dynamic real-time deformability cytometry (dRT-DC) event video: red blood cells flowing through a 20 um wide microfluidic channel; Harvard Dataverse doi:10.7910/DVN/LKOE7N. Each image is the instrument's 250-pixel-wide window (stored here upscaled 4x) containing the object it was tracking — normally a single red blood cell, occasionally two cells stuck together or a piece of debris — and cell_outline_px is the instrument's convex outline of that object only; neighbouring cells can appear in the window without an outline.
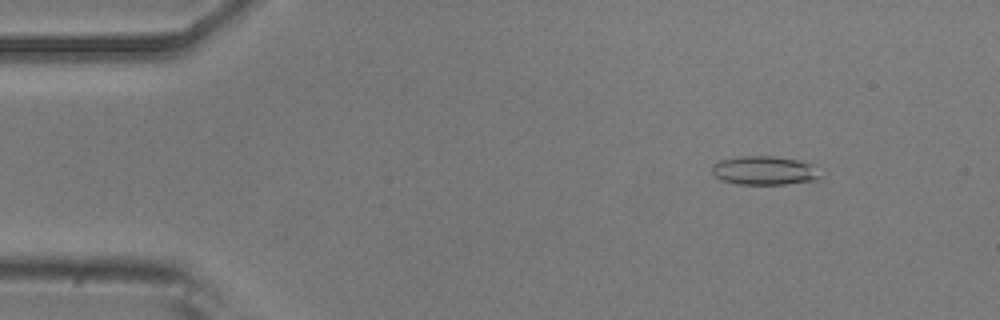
{"species": "common noctule bat (a hibernating species)", "species_latin": "Nyctalus noctula", "temperature_condition": "room temperature", "stored_images_in_passage": 51, "camera_frame_rate_fps": 3000, "um_per_image_px": 0.085, "animal": {"sex": "male", "body_mass_g": 20.5, "forearm_length_mm": 52.5}, "frame": {"image": 1, "passage_image": 5, "time_ms": 1.333, "image_size_px": [1000, 320], "cell_outline_px": [[820, 176], [816, 180], [784, 184], [736, 184], [720, 180], [712, 172], [712, 168], [720, 160], [740, 156], [772, 156], [800, 160], [812, 164]], "centroid_in_image_um": [64.96, 14.49], "position_along_channel_um": 20.0, "area_um2": 18.03}}
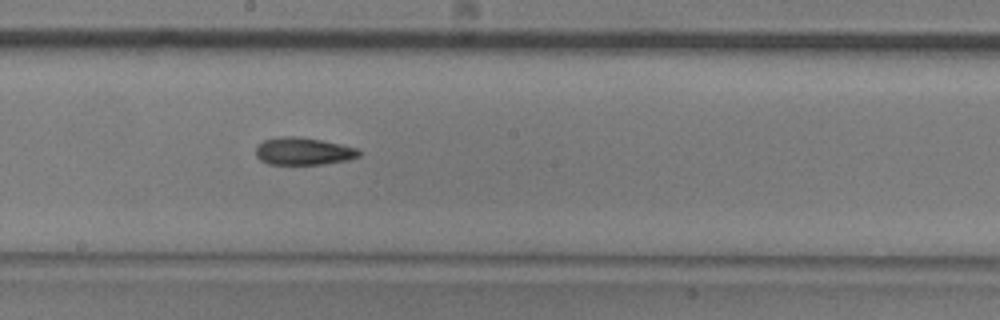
{"frame": {"image": 2, "passage_image": 27, "time_ms": 8.667, "image_size_px": [1000, 320], "cell_outline_px": [[360, 156], [348, 160], [324, 164], [268, 164], [260, 160], [256, 156], [256, 144], [264, 140], [284, 136], [296, 136], [320, 140], [340, 144], [356, 148], [360, 152]], "centroid_in_image_um": [25.75, 12.86], "position_along_channel_um": 222.4, "area_um2": 16.47}}
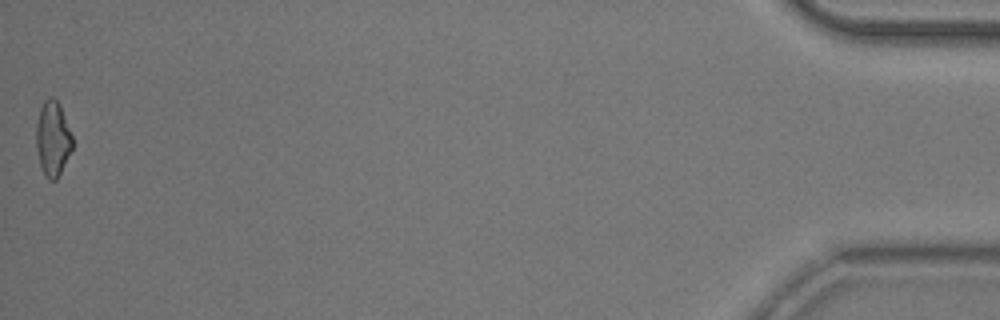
{"frame": {"image": 3, "passage_image": 51, "time_ms": 16.667, "image_size_px": [1000, 320], "cell_outline_px": [[72, 148], [56, 180], [48, 180], [40, 164], [36, 148], [36, 124], [40, 108], [44, 100], [48, 96], [52, 96], [60, 104], [72, 136]], "centroid_in_image_um": [4.47, 11.74], "position_along_channel_um": 430.7, "area_um2": 15.66}, "authors_computed_cell_mechanics": {"area_um2": 16.5308, "velocity_mm_per_s": 3.8403, "shape_relaxation_time_tau1_ms": null, "shape_relaxation_time_tau2_ms": 7.9469, "deformation_change_tau1": null, "deformation_change_tau2": 0.1882}}